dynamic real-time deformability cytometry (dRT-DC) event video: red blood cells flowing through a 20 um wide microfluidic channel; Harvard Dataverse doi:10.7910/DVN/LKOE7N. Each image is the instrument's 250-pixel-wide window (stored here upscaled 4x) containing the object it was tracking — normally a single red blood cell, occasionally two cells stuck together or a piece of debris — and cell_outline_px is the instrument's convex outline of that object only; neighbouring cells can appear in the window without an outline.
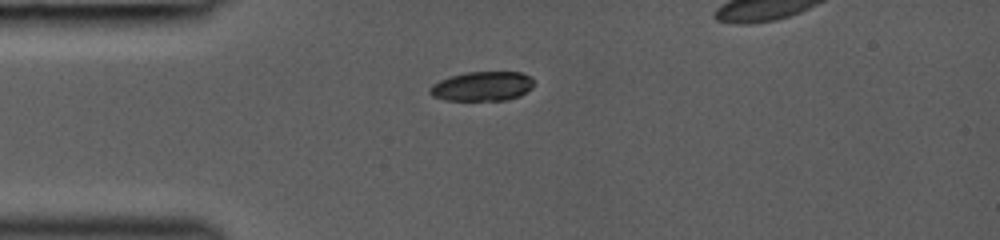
{"species": "common noctule bat (a hibernating species)", "species_latin": "Nyctalus noctula", "temperature_condition": "room temperature", "stored_images_in_passage": 22, "camera_frame_rate_fps": 3000, "um_per_image_px": 0.085, "animal": {"sex": "female", "body_mass_g": 19.0, "forearm_length_mm": 53.3}, "frame": {"image": 1, "passage_image": 1, "time_ms": 0.0, "image_size_px": [1000, 240], "cell_outline_px": [[536, 84], [532, 88], [520, 96], [508, 100], [444, 100], [432, 96], [428, 92], [428, 88], [432, 84], [440, 80], [464, 72], [520, 72], [532, 76]], "centroid_in_image_um": [41.02, 7.33], "position_along_channel_um": 44.0, "area_um2": 18.15}}
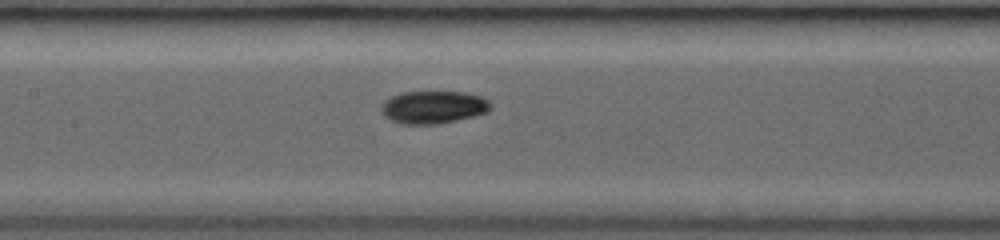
{"frame": {"image": 2, "passage_image": 11, "time_ms": 3.333, "image_size_px": [1000, 240], "cell_outline_px": [[492, 108], [488, 112], [456, 120], [436, 124], [400, 124], [384, 116], [380, 108], [380, 104], [384, 100], [392, 96], [404, 92], [464, 92], [480, 96], [488, 100], [492, 104]], "centroid_in_image_um": [36.82, 9.11], "position_along_channel_um": 170.6, "area_um2": 20.87}}
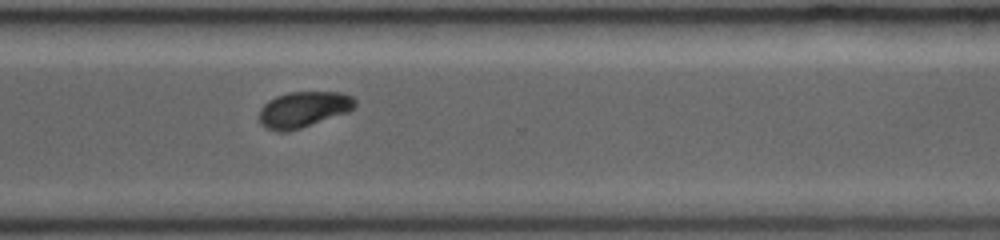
{"frame": {"image": 3, "passage_image": 22, "time_ms": 7.333, "image_size_px": [1000, 240], "cell_outline_px": [[356, 104], [348, 112], [288, 132], [280, 132], [268, 128], [260, 124], [260, 108], [268, 100], [276, 96], [288, 92], [340, 92], [352, 96], [356, 100]], "centroid_in_image_um": [25.78, 9.29], "position_along_channel_um": 344.8, "area_um2": 19.94}}